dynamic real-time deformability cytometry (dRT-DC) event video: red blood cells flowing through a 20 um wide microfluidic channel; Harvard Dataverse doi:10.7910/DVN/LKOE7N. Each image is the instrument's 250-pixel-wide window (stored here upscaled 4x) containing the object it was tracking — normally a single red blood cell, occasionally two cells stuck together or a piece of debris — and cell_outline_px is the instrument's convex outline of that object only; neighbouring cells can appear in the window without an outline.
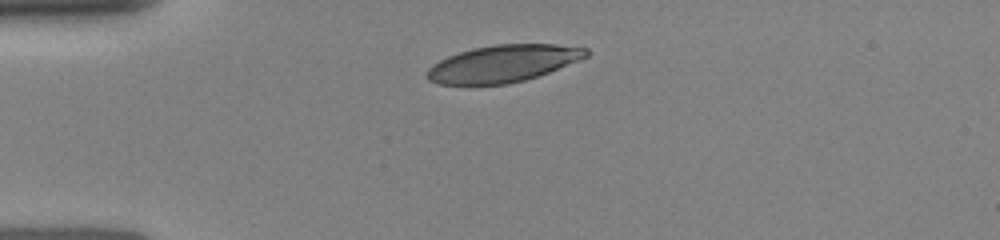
{"species": "human", "species_latin": "Homo sapiens", "temperature_condition": "room temperature", "stored_images_in_passage": 4, "camera_frame_rate_fps": 3000, "um_per_image_px": 0.085, "donor": {"sex": "female"}, "frame": {"image": 1, "passage_image": 1, "time_ms": 0.0, "image_size_px": [1000, 240], "cell_outline_px": [[588, 56], [548, 72], [524, 80], [508, 84], [440, 84], [428, 80], [428, 68], [432, 64], [448, 56], [460, 52], [476, 48], [496, 44], [556, 44], [588, 48]], "centroid_in_image_um": [42.76, 5.4], "position_along_channel_um": 42.2, "area_um2": 33.87}}
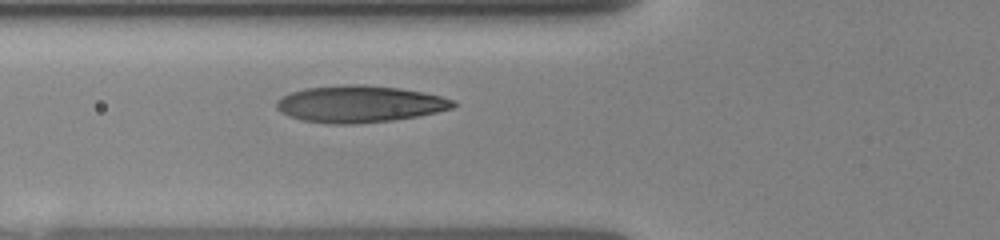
{"frame": {"image": 2, "passage_image": 4, "time_ms": 2.0, "image_size_px": [1000, 240], "cell_outline_px": [[456, 104], [452, 108], [436, 112], [416, 116], [392, 120], [352, 124], [332, 124], [304, 120], [288, 116], [280, 112], [276, 108], [276, 100], [292, 92], [304, 88], [348, 84], [364, 84], [400, 88], [424, 92], [456, 100]], "centroid_in_image_um": [30.56, 8.83], "position_along_channel_um": 95.2, "area_um2": 37.86}}